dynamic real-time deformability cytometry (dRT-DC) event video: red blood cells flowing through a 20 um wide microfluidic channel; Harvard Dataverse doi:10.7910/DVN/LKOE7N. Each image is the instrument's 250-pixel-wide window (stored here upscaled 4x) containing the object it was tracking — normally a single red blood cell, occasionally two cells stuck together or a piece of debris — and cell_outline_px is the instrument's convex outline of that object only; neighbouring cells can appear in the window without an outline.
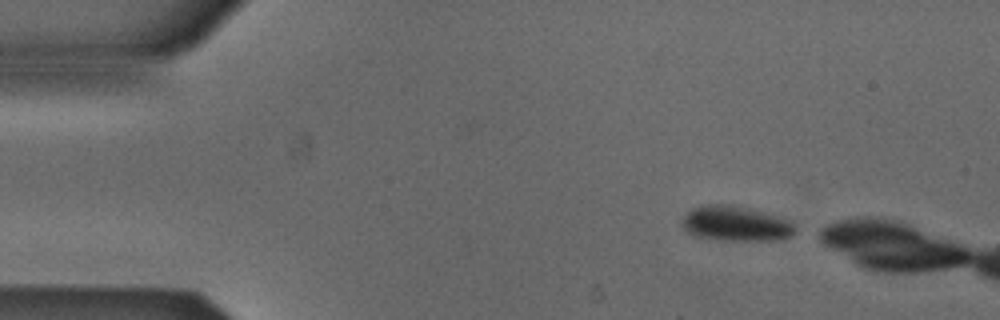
{"species": "Egyptian fruit bat (a non-hibernating species)", "species_latin": "Rousettus aegyptiacus", "temperature_condition": "cold", "stored_images_in_passage": 3, "camera_frame_rate_fps": 3000, "um_per_image_px": 0.085, "animal": {"sex": "male"}, "frame": {"image": 1, "passage_image": 1, "time_ms": 0.0, "image_size_px": [1000, 320], "cell_outline_px": [[796, 232], [792, 236], [784, 240], [720, 240], [696, 236], [688, 232], [680, 224], [684, 216], [692, 208], [708, 204], [728, 204], [748, 208], [792, 220], [796, 228]], "centroid_in_image_um": [62.58, 19.02], "position_along_channel_um": 22.4, "area_um2": 23.29}}